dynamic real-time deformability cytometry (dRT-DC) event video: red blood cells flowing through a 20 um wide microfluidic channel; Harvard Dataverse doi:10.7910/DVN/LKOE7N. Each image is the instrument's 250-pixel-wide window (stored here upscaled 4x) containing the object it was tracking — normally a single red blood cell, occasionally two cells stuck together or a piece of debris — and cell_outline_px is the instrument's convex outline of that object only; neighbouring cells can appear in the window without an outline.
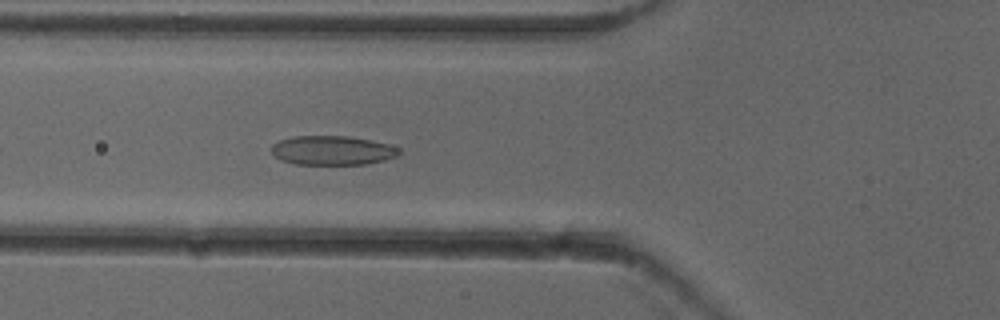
{"species": "common noctule bat (a hibernating species)", "species_latin": "Nyctalus noctula", "temperature_condition": "cold", "stored_images_in_passage": 11, "camera_frame_rate_fps": 3000, "um_per_image_px": 0.085, "animal": {"sex": "female"}, "frame": {"image": 1, "passage_image": 5, "time_ms": 1.333, "image_size_px": [1000, 320], "cell_outline_px": [[404, 152], [400, 156], [384, 160], [364, 164], [296, 164], [280, 160], [272, 152], [272, 144], [280, 140], [296, 136], [348, 136], [372, 140], [388, 144], [400, 148]], "centroid_in_image_um": [28.32, 12.78], "position_along_channel_um": 97.5, "area_um2": 21.85}}
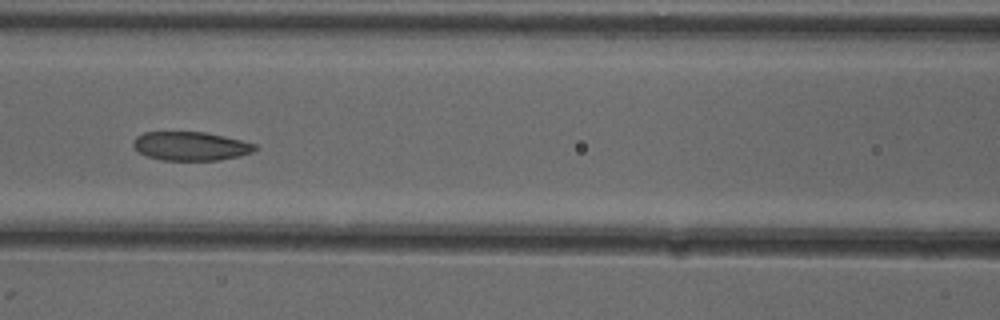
{"frame": {"image": 2, "passage_image": 9, "time_ms": 2.667, "image_size_px": [1000, 320], "cell_outline_px": [[256, 148], [252, 152], [240, 156], [216, 160], [160, 160], [136, 152], [132, 144], [136, 136], [144, 132], [204, 132], [224, 136], [256, 144]], "centroid_in_image_um": [16.16, 12.42], "position_along_channel_um": 150.4, "area_um2": 20.4}}